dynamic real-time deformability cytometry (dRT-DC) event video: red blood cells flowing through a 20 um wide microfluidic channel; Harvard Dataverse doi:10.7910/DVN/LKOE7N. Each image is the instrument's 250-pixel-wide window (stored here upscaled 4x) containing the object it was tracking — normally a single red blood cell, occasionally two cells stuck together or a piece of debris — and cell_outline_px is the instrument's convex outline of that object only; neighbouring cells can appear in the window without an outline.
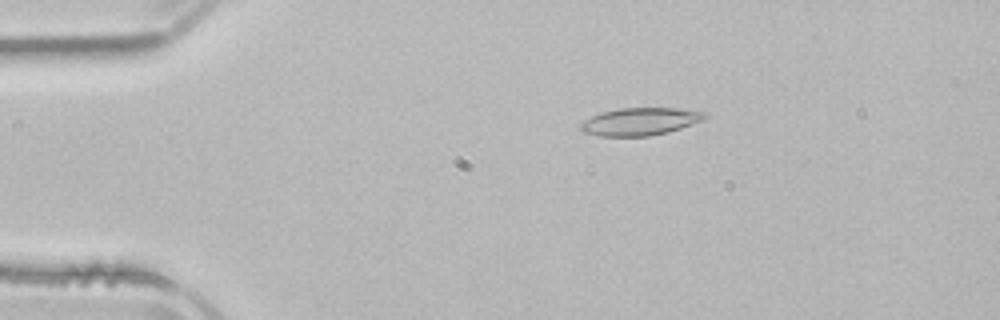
{"species": "common noctule bat (a hibernating species)", "species_latin": "Nyctalus noctula", "temperature_condition": "room temperature", "stored_images_in_passage": 52, "camera_frame_rate_fps": 3000, "um_per_image_px": 0.085, "animal": {"sex": "male", "body_mass_g": 21.5, "forearm_length_mm": 52.0}, "frame": {"image": 1, "passage_image": 10, "time_ms": 3.0, "image_size_px": [1000, 320], "cell_outline_px": [[708, 116], [704, 120], [668, 132], [648, 136], [600, 136], [584, 132], [580, 128], [580, 124], [584, 120], [600, 112], [620, 108], [676, 108], [708, 112]], "centroid_in_image_um": [54.43, 10.32], "position_along_channel_um": 30.6, "area_um2": 20.0}}
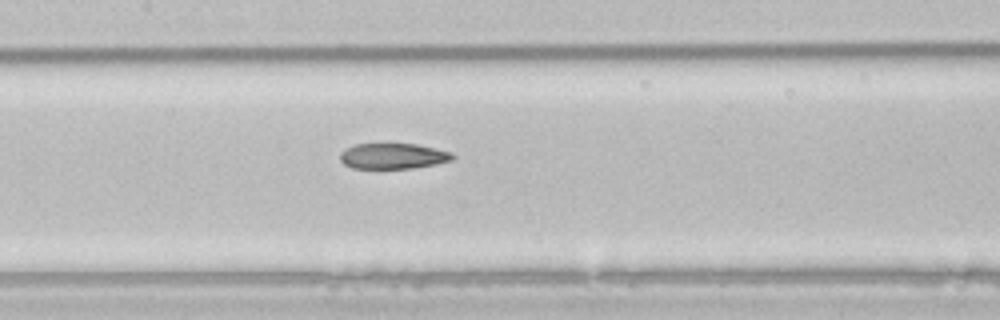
{"frame": {"image": 2, "passage_image": 25, "time_ms": 8.0, "image_size_px": [1000, 320], "cell_outline_px": [[456, 156], [452, 160], [436, 164], [412, 168], [352, 168], [344, 164], [340, 160], [340, 152], [356, 144], [416, 144], [436, 148], [452, 152]], "centroid_in_image_um": [33.44, 13.26], "position_along_channel_um": 174.0, "area_um2": 16.76}}
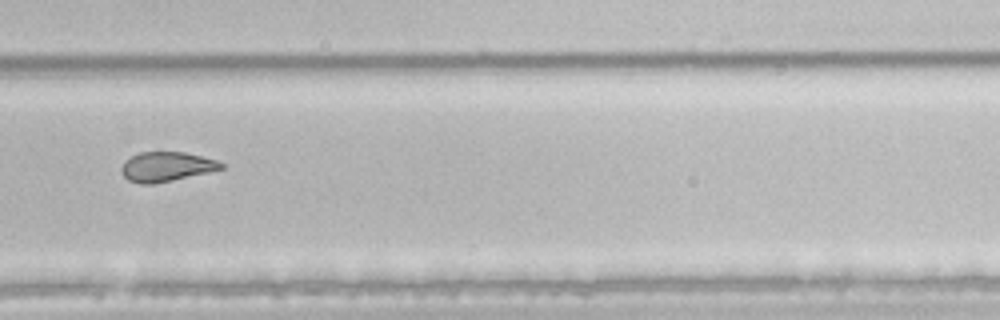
{"frame": {"image": 3, "passage_image": 36, "time_ms": 11.667, "image_size_px": [1000, 320], "cell_outline_px": [[224, 168], [208, 172], [172, 180], [152, 184], [140, 184], [128, 180], [120, 172], [120, 168], [132, 156], [140, 152], [184, 152], [216, 160], [224, 164]], "centroid_in_image_um": [14.13, 14.17], "position_along_channel_um": 315.7, "area_um2": 16.94}, "authors_computed_cell_mechanics": {"area_um2": 19.5364, "velocity_mm_per_s": 3.8808, "shape_relaxation_time_tau1_ms": null, "shape_relaxation_time_tau2_ms": 3.9613, "deformation_change_tau1": null, "deformation_change_tau2": 0.11}}